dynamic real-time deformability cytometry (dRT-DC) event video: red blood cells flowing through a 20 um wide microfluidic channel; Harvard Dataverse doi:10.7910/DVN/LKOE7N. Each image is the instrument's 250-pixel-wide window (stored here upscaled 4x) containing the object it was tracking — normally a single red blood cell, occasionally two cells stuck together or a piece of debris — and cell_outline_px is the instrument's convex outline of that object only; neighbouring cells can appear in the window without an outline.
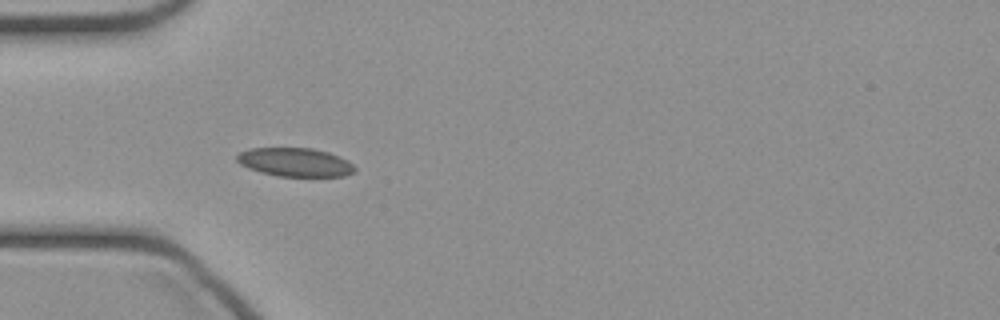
{"species": "common noctule bat (a hibernating species)", "species_latin": "Nyctalus noctula", "temperature_condition": "cold", "stored_images_in_passage": 24, "camera_frame_rate_fps": 3000, "um_per_image_px": 0.085, "animal": {"sex": "female", "body_mass_g": 21.9}, "frame": {"image": 1, "passage_image": 4, "time_ms": 1.0, "image_size_px": [1000, 320], "cell_outline_px": [[356, 172], [344, 176], [276, 176], [248, 168], [240, 164], [236, 160], [236, 156], [240, 152], [252, 148], [312, 148], [328, 152], [340, 156], [348, 160], [356, 168]], "centroid_in_image_um": [25.11, 13.79], "position_along_channel_um": 59.9, "area_um2": 19.71}}
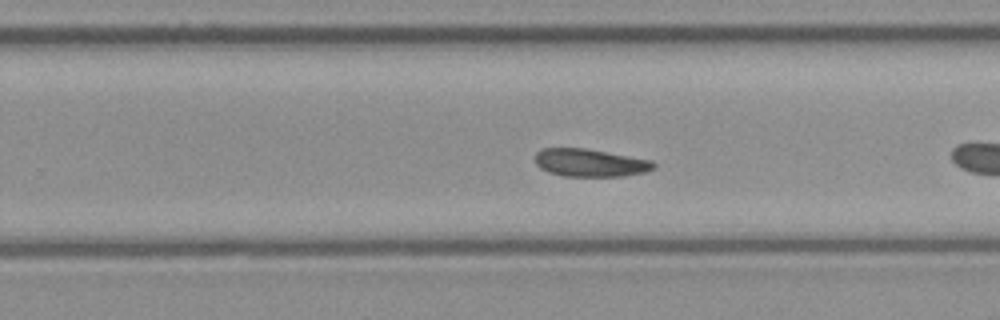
{"frame": {"image": 2, "passage_image": 17, "time_ms": 5.333, "image_size_px": [1000, 320], "cell_outline_px": [[656, 168], [644, 172], [624, 176], [564, 176], [548, 172], [540, 168], [536, 164], [536, 152], [540, 148], [584, 148], [652, 160], [656, 164]], "centroid_in_image_um": [50.16, 13.83], "position_along_channel_um": 279.6, "area_um2": 19.19}}